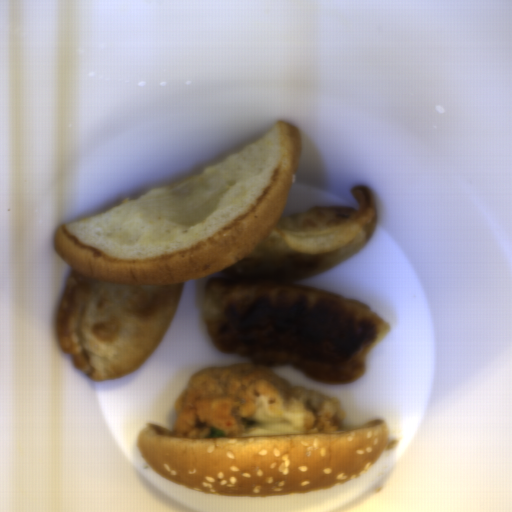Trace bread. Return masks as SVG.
<instances>
[{
    "label": "bread",
    "instance_id": "8d2b1439",
    "mask_svg": "<svg viewBox=\"0 0 512 512\" xmlns=\"http://www.w3.org/2000/svg\"><path fill=\"white\" fill-rule=\"evenodd\" d=\"M302 149L299 127L276 120L246 146L191 176L64 222L53 236L55 252L92 281L128 287L223 271L276 228Z\"/></svg>",
    "mask_w": 512,
    "mask_h": 512
},
{
    "label": "bread",
    "instance_id": "cb027b5d",
    "mask_svg": "<svg viewBox=\"0 0 512 512\" xmlns=\"http://www.w3.org/2000/svg\"><path fill=\"white\" fill-rule=\"evenodd\" d=\"M396 441L380 417L334 433L182 438L146 423L136 446L163 479L230 497L294 494L355 480Z\"/></svg>",
    "mask_w": 512,
    "mask_h": 512
}]
</instances>
